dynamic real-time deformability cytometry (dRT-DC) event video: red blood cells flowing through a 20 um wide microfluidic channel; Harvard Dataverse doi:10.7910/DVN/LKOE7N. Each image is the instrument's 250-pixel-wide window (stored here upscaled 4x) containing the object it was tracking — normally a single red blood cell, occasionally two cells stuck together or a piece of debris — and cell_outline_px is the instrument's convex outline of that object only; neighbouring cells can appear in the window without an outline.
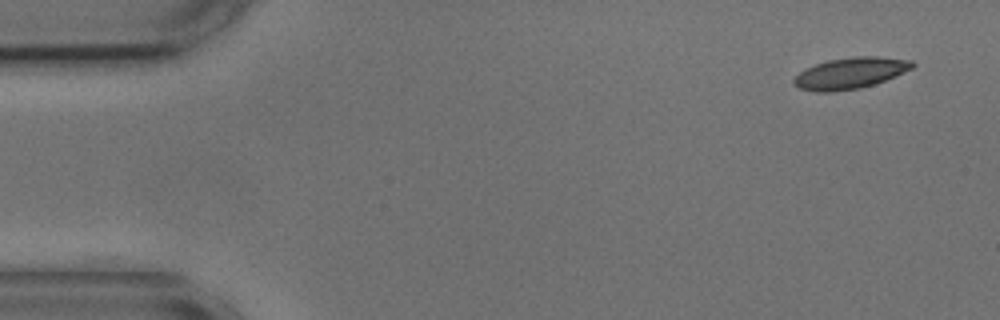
{"species": "common noctule bat (a hibernating species)", "species_latin": "Nyctalus noctula", "temperature_condition": "cold", "stored_images_in_passage": 37, "camera_frame_rate_fps": 3000, "um_per_image_px": 0.085, "animal": {"sex": "male", "body_mass_g": 17.9, "forearm_length_mm": 54.2}, "frame": {"image": 1, "passage_image": 1, "time_ms": 0.0, "image_size_px": [1000, 320], "cell_outline_px": [[916, 64], [912, 68], [896, 76], [860, 88], [832, 92], [812, 92], [800, 88], [792, 84], [792, 80], [804, 68], [828, 60], [856, 56], [880, 56], [912, 60]], "centroid_in_image_um": [72.26, 6.21], "position_along_channel_um": 12.7, "area_um2": 21.68}}
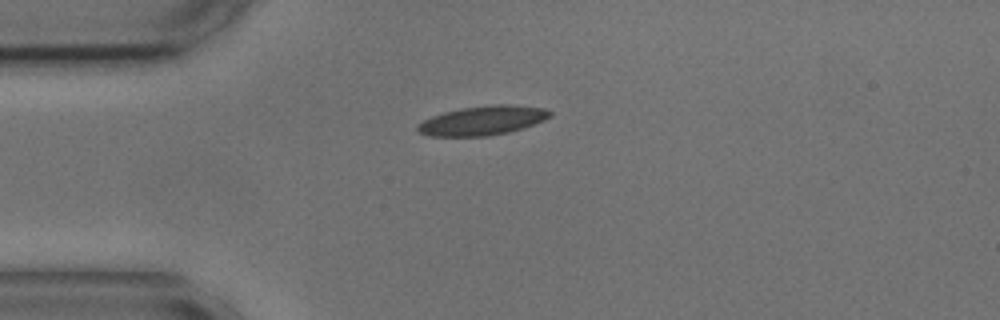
{"frame": {"image": 2, "passage_image": 11, "time_ms": 3.333, "image_size_px": [1000, 320], "cell_outline_px": [[552, 116], [544, 120], [508, 132], [488, 136], [428, 136], [420, 132], [416, 128], [416, 124], [432, 116], [444, 112], [460, 108], [492, 104], [512, 104], [544, 108], [552, 112]], "centroid_in_image_um": [41.01, 10.23], "position_along_channel_um": 44.0, "area_um2": 22.54}}
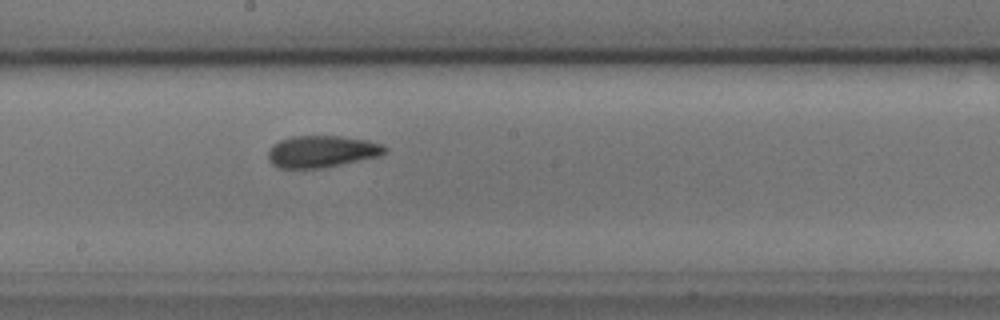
{"frame": {"image": 3, "passage_image": 27, "time_ms": 8.667, "image_size_px": [1000, 320], "cell_outline_px": [[388, 152], [380, 156], [324, 168], [280, 168], [272, 164], [268, 160], [268, 152], [272, 144], [280, 140], [292, 136], [340, 136], [368, 140], [384, 144], [388, 148]], "centroid_in_image_um": [27.39, 12.87], "position_along_channel_um": 220.8, "area_um2": 21.96}}